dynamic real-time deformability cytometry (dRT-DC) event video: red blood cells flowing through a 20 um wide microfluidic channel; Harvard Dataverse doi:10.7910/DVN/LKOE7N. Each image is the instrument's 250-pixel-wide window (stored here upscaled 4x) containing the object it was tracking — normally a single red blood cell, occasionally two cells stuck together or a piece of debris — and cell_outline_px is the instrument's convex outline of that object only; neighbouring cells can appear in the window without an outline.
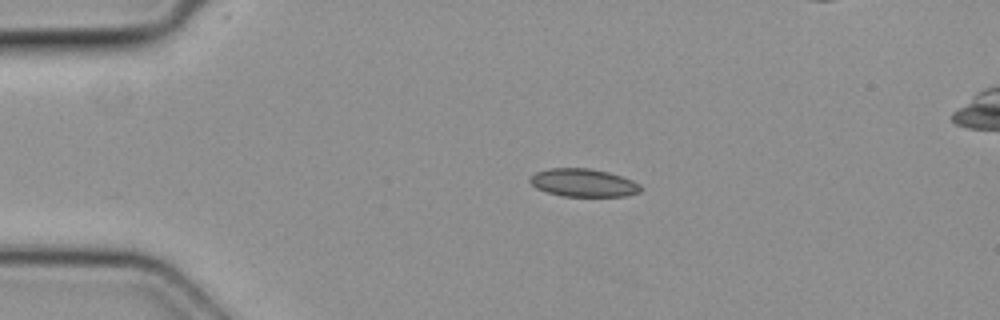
{"species": "common noctule bat (a hibernating species)", "species_latin": "Nyctalus noctula", "temperature_condition": "cold", "stored_images_in_passage": 14, "camera_frame_rate_fps": 3000, "um_per_image_px": 0.085, "animal": {"sex": "female", "body_mass_g": 19.3, "forearm_length_mm": 54.1}, "frame": {"image": 1, "passage_image": 4, "time_ms": 1.0, "image_size_px": [1000, 320], "cell_outline_px": [[644, 188], [640, 192], [624, 196], [560, 196], [536, 188], [528, 180], [528, 176], [536, 172], [548, 168], [588, 168], [608, 172], [632, 180], [640, 184]], "centroid_in_image_um": [49.57, 15.53], "position_along_channel_um": 35.4, "area_um2": 18.15}}
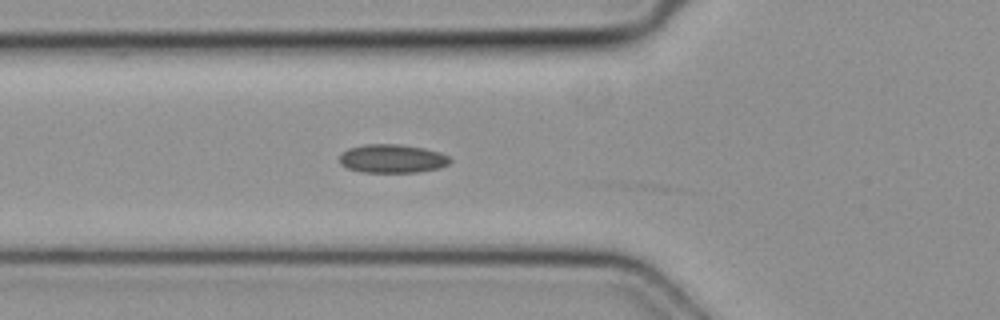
{"frame": {"image": 2, "passage_image": 11, "time_ms": 3.333, "image_size_px": [1000, 320], "cell_outline_px": [[452, 160], [448, 164], [440, 168], [416, 172], [360, 172], [348, 168], [340, 164], [340, 152], [348, 148], [364, 144], [400, 144], [424, 148], [440, 152], [448, 156]], "centroid_in_image_um": [33.32, 13.48], "position_along_channel_um": 92.5, "area_um2": 18.55}}